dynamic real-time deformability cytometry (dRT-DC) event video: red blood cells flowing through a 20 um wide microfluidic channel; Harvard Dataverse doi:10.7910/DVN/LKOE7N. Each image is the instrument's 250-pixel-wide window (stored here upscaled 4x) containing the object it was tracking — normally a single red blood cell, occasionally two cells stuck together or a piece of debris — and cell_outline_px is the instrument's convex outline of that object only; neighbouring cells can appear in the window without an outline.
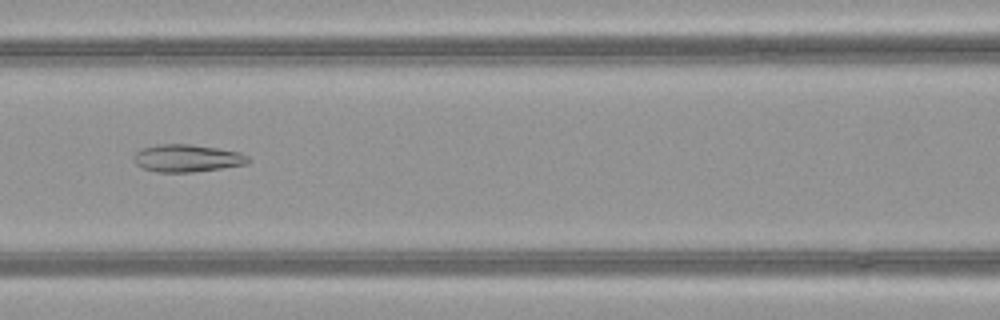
{"species": "common noctule bat (a hibernating species)", "species_latin": "Nyctalus noctula", "temperature_condition": "warm", "stored_images_in_passage": 52, "camera_frame_rate_fps": 3000, "um_per_image_px": 0.085, "animal": {"sex": "female", "body_mass_g": 21.9}, "frame": {"image": 1, "passage_image": 24, "time_ms": 7.667, "image_size_px": [1000, 320], "cell_outline_px": [[248, 164], [192, 172], [156, 172], [144, 168], [136, 164], [132, 156], [140, 148], [156, 144], [192, 144], [240, 152], [248, 156]], "centroid_in_image_um": [15.86, 13.44], "position_along_channel_um": 150.7, "area_um2": 18.32}}
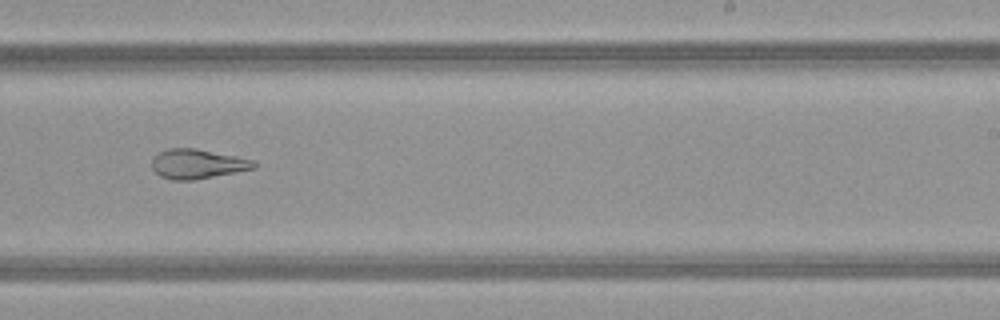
{"frame": {"image": 2, "passage_image": 33, "time_ms": 10.667, "image_size_px": [1000, 320], "cell_outline_px": [[256, 168], [236, 172], [192, 180], [172, 180], [160, 176], [152, 168], [152, 160], [160, 152], [168, 148], [196, 148], [256, 160]], "centroid_in_image_um": [16.81, 13.93], "position_along_channel_um": 272.2, "area_um2": 17.51}}
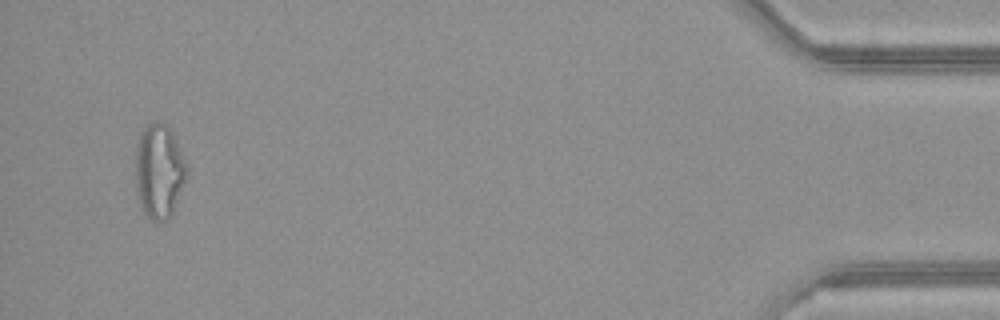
{"frame": {"image": 3, "passage_image": 50, "time_ms": 16.333, "image_size_px": [1000, 320], "cell_outline_px": [[188, 176], [172, 216], [168, 220], [152, 220], [144, 212], [140, 204], [136, 184], [136, 148], [140, 132], [152, 120], [160, 120], [172, 132], [188, 164]], "centroid_in_image_um": [13.56, 14.53], "position_along_channel_um": 421.6, "area_um2": 28.55}, "authors_computed_cell_mechanics": {"area_um2": 23.5246, "velocity_mm_per_s": 4.0609, "shape_relaxation_time_tau1_ms": null, "shape_relaxation_time_tau2_ms": 2.5769, "deformation_change_tau1": null, "deformation_change_tau2": 0.1114}}